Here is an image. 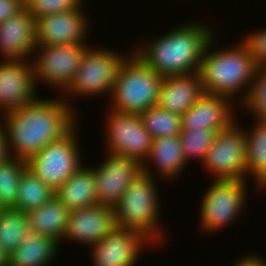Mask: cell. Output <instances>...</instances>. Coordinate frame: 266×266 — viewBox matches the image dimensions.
I'll return each instance as SVG.
<instances>
[{"label": "cell", "mask_w": 266, "mask_h": 266, "mask_svg": "<svg viewBox=\"0 0 266 266\" xmlns=\"http://www.w3.org/2000/svg\"><path fill=\"white\" fill-rule=\"evenodd\" d=\"M0 266H8V255L2 250L0 246Z\"/></svg>", "instance_id": "d590c367"}, {"label": "cell", "mask_w": 266, "mask_h": 266, "mask_svg": "<svg viewBox=\"0 0 266 266\" xmlns=\"http://www.w3.org/2000/svg\"><path fill=\"white\" fill-rule=\"evenodd\" d=\"M247 179L214 180L202 197L199 218L201 230L216 233L242 213L247 203ZM230 223V224H229ZM219 229V230H218Z\"/></svg>", "instance_id": "8992f818"}, {"label": "cell", "mask_w": 266, "mask_h": 266, "mask_svg": "<svg viewBox=\"0 0 266 266\" xmlns=\"http://www.w3.org/2000/svg\"><path fill=\"white\" fill-rule=\"evenodd\" d=\"M148 161L153 162V167L155 166L154 168L162 179L171 180L180 176L181 171L183 172L187 165L181 148L180 136L153 139L149 155L143 163V173L153 176Z\"/></svg>", "instance_id": "ffe728a7"}, {"label": "cell", "mask_w": 266, "mask_h": 266, "mask_svg": "<svg viewBox=\"0 0 266 266\" xmlns=\"http://www.w3.org/2000/svg\"><path fill=\"white\" fill-rule=\"evenodd\" d=\"M218 131L210 129H188L180 133L181 148L187 164L191 158L204 161L207 152L214 143ZM189 161V162H188Z\"/></svg>", "instance_id": "f1b7e54d"}, {"label": "cell", "mask_w": 266, "mask_h": 266, "mask_svg": "<svg viewBox=\"0 0 266 266\" xmlns=\"http://www.w3.org/2000/svg\"><path fill=\"white\" fill-rule=\"evenodd\" d=\"M59 98H37L28 105L3 114L10 156L28 161L77 125V112L69 104L70 100L62 96Z\"/></svg>", "instance_id": "6da1fadb"}, {"label": "cell", "mask_w": 266, "mask_h": 266, "mask_svg": "<svg viewBox=\"0 0 266 266\" xmlns=\"http://www.w3.org/2000/svg\"><path fill=\"white\" fill-rule=\"evenodd\" d=\"M205 93L199 72L164 77L157 106L181 116Z\"/></svg>", "instance_id": "d6986e66"}, {"label": "cell", "mask_w": 266, "mask_h": 266, "mask_svg": "<svg viewBox=\"0 0 266 266\" xmlns=\"http://www.w3.org/2000/svg\"><path fill=\"white\" fill-rule=\"evenodd\" d=\"M31 230L27 212L14 208L4 209L0 214V246L6 255L11 254Z\"/></svg>", "instance_id": "484cf974"}, {"label": "cell", "mask_w": 266, "mask_h": 266, "mask_svg": "<svg viewBox=\"0 0 266 266\" xmlns=\"http://www.w3.org/2000/svg\"><path fill=\"white\" fill-rule=\"evenodd\" d=\"M25 7V0H0V23L15 16Z\"/></svg>", "instance_id": "d6a6232c"}, {"label": "cell", "mask_w": 266, "mask_h": 266, "mask_svg": "<svg viewBox=\"0 0 266 266\" xmlns=\"http://www.w3.org/2000/svg\"><path fill=\"white\" fill-rule=\"evenodd\" d=\"M232 99L205 93L190 109L181 115V129H210L221 131L235 119ZM232 104H231V103ZM233 112H232V111ZM233 113V114H232Z\"/></svg>", "instance_id": "ac0fdd59"}, {"label": "cell", "mask_w": 266, "mask_h": 266, "mask_svg": "<svg viewBox=\"0 0 266 266\" xmlns=\"http://www.w3.org/2000/svg\"><path fill=\"white\" fill-rule=\"evenodd\" d=\"M32 61L0 62V110L2 115L30 104L38 97Z\"/></svg>", "instance_id": "4fadbf2b"}, {"label": "cell", "mask_w": 266, "mask_h": 266, "mask_svg": "<svg viewBox=\"0 0 266 266\" xmlns=\"http://www.w3.org/2000/svg\"><path fill=\"white\" fill-rule=\"evenodd\" d=\"M9 156L10 153L8 149L6 130L3 123L0 122V163L7 159Z\"/></svg>", "instance_id": "e575fe53"}, {"label": "cell", "mask_w": 266, "mask_h": 266, "mask_svg": "<svg viewBox=\"0 0 266 266\" xmlns=\"http://www.w3.org/2000/svg\"><path fill=\"white\" fill-rule=\"evenodd\" d=\"M126 54L116 75L109 101L113 111L141 114L157 106L163 76L155 72L134 52Z\"/></svg>", "instance_id": "5b68a950"}, {"label": "cell", "mask_w": 266, "mask_h": 266, "mask_svg": "<svg viewBox=\"0 0 266 266\" xmlns=\"http://www.w3.org/2000/svg\"><path fill=\"white\" fill-rule=\"evenodd\" d=\"M86 44L37 45L34 49L37 56L34 60L31 58L36 86L46 82V85L50 84L51 88L64 93L73 82L82 57L88 50Z\"/></svg>", "instance_id": "9c48e42d"}, {"label": "cell", "mask_w": 266, "mask_h": 266, "mask_svg": "<svg viewBox=\"0 0 266 266\" xmlns=\"http://www.w3.org/2000/svg\"><path fill=\"white\" fill-rule=\"evenodd\" d=\"M114 208L100 204L70 211L64 241L91 246L105 238L115 227Z\"/></svg>", "instance_id": "2e32d148"}, {"label": "cell", "mask_w": 266, "mask_h": 266, "mask_svg": "<svg viewBox=\"0 0 266 266\" xmlns=\"http://www.w3.org/2000/svg\"><path fill=\"white\" fill-rule=\"evenodd\" d=\"M17 248L8 255V266H48L55 260L60 243L48 236L28 231ZM59 246V247H58Z\"/></svg>", "instance_id": "7402d4cb"}, {"label": "cell", "mask_w": 266, "mask_h": 266, "mask_svg": "<svg viewBox=\"0 0 266 266\" xmlns=\"http://www.w3.org/2000/svg\"><path fill=\"white\" fill-rule=\"evenodd\" d=\"M82 7L37 19L36 44L46 46L86 43L89 23Z\"/></svg>", "instance_id": "9a60e30c"}, {"label": "cell", "mask_w": 266, "mask_h": 266, "mask_svg": "<svg viewBox=\"0 0 266 266\" xmlns=\"http://www.w3.org/2000/svg\"><path fill=\"white\" fill-rule=\"evenodd\" d=\"M155 177L143 173L125 190L114 207L115 222L120 228L141 233L151 244L164 241L160 225V203ZM162 230V231H161Z\"/></svg>", "instance_id": "277c9868"}, {"label": "cell", "mask_w": 266, "mask_h": 266, "mask_svg": "<svg viewBox=\"0 0 266 266\" xmlns=\"http://www.w3.org/2000/svg\"><path fill=\"white\" fill-rule=\"evenodd\" d=\"M195 22L180 24L144 45L141 43L133 52L163 77L199 72L204 51L216 33Z\"/></svg>", "instance_id": "7a4b0ae2"}, {"label": "cell", "mask_w": 266, "mask_h": 266, "mask_svg": "<svg viewBox=\"0 0 266 266\" xmlns=\"http://www.w3.org/2000/svg\"><path fill=\"white\" fill-rule=\"evenodd\" d=\"M54 192L55 190L46 185L29 168H26L19 181L17 201L14 209L28 213L50 201L55 196Z\"/></svg>", "instance_id": "d4e9b609"}, {"label": "cell", "mask_w": 266, "mask_h": 266, "mask_svg": "<svg viewBox=\"0 0 266 266\" xmlns=\"http://www.w3.org/2000/svg\"><path fill=\"white\" fill-rule=\"evenodd\" d=\"M215 39L216 35L208 43L200 64L199 75L204 90L207 94L228 97L232 101L237 96L236 100L240 98L242 105L249 96L258 67L242 41L214 50Z\"/></svg>", "instance_id": "3957f363"}, {"label": "cell", "mask_w": 266, "mask_h": 266, "mask_svg": "<svg viewBox=\"0 0 266 266\" xmlns=\"http://www.w3.org/2000/svg\"><path fill=\"white\" fill-rule=\"evenodd\" d=\"M76 129L75 125L65 136L49 143L27 161V168L53 190L82 165Z\"/></svg>", "instance_id": "ba28073f"}, {"label": "cell", "mask_w": 266, "mask_h": 266, "mask_svg": "<svg viewBox=\"0 0 266 266\" xmlns=\"http://www.w3.org/2000/svg\"><path fill=\"white\" fill-rule=\"evenodd\" d=\"M85 0H27L25 6L31 16L39 18L79 9Z\"/></svg>", "instance_id": "4dcf8cb0"}, {"label": "cell", "mask_w": 266, "mask_h": 266, "mask_svg": "<svg viewBox=\"0 0 266 266\" xmlns=\"http://www.w3.org/2000/svg\"><path fill=\"white\" fill-rule=\"evenodd\" d=\"M258 68L266 67V28L246 35L241 40Z\"/></svg>", "instance_id": "1f68e13d"}, {"label": "cell", "mask_w": 266, "mask_h": 266, "mask_svg": "<svg viewBox=\"0 0 266 266\" xmlns=\"http://www.w3.org/2000/svg\"><path fill=\"white\" fill-rule=\"evenodd\" d=\"M36 20L25 7L0 23V56L3 60H30L36 44ZM28 58V59H27Z\"/></svg>", "instance_id": "e0dca14e"}, {"label": "cell", "mask_w": 266, "mask_h": 266, "mask_svg": "<svg viewBox=\"0 0 266 266\" xmlns=\"http://www.w3.org/2000/svg\"><path fill=\"white\" fill-rule=\"evenodd\" d=\"M70 211L55 196L41 207L28 212L31 229L61 244L67 229Z\"/></svg>", "instance_id": "603a6c76"}, {"label": "cell", "mask_w": 266, "mask_h": 266, "mask_svg": "<svg viewBox=\"0 0 266 266\" xmlns=\"http://www.w3.org/2000/svg\"><path fill=\"white\" fill-rule=\"evenodd\" d=\"M94 167L97 204L114 208L125 190L143 174V164L132 157L108 153Z\"/></svg>", "instance_id": "7c38bea8"}, {"label": "cell", "mask_w": 266, "mask_h": 266, "mask_svg": "<svg viewBox=\"0 0 266 266\" xmlns=\"http://www.w3.org/2000/svg\"><path fill=\"white\" fill-rule=\"evenodd\" d=\"M234 121L216 134L202 165L214 180L244 179L247 142L245 130Z\"/></svg>", "instance_id": "30bf717a"}, {"label": "cell", "mask_w": 266, "mask_h": 266, "mask_svg": "<svg viewBox=\"0 0 266 266\" xmlns=\"http://www.w3.org/2000/svg\"><path fill=\"white\" fill-rule=\"evenodd\" d=\"M27 168V161L9 156L0 163V205L4 209L15 208L19 181Z\"/></svg>", "instance_id": "4316f807"}, {"label": "cell", "mask_w": 266, "mask_h": 266, "mask_svg": "<svg viewBox=\"0 0 266 266\" xmlns=\"http://www.w3.org/2000/svg\"><path fill=\"white\" fill-rule=\"evenodd\" d=\"M54 194L69 211L97 205L93 167L81 165Z\"/></svg>", "instance_id": "44dd1931"}, {"label": "cell", "mask_w": 266, "mask_h": 266, "mask_svg": "<svg viewBox=\"0 0 266 266\" xmlns=\"http://www.w3.org/2000/svg\"><path fill=\"white\" fill-rule=\"evenodd\" d=\"M233 266H266V260L254 253V255H243Z\"/></svg>", "instance_id": "836d02e7"}, {"label": "cell", "mask_w": 266, "mask_h": 266, "mask_svg": "<svg viewBox=\"0 0 266 266\" xmlns=\"http://www.w3.org/2000/svg\"><path fill=\"white\" fill-rule=\"evenodd\" d=\"M145 129L152 139L180 135L181 116L158 106H154L140 114Z\"/></svg>", "instance_id": "83f0119b"}, {"label": "cell", "mask_w": 266, "mask_h": 266, "mask_svg": "<svg viewBox=\"0 0 266 266\" xmlns=\"http://www.w3.org/2000/svg\"><path fill=\"white\" fill-rule=\"evenodd\" d=\"M241 106L255 119L266 121V67L257 69L249 96Z\"/></svg>", "instance_id": "f546056e"}, {"label": "cell", "mask_w": 266, "mask_h": 266, "mask_svg": "<svg viewBox=\"0 0 266 266\" xmlns=\"http://www.w3.org/2000/svg\"><path fill=\"white\" fill-rule=\"evenodd\" d=\"M106 116L107 152L132 157L142 164L152 146V137L145 129L140 114L121 113L109 109Z\"/></svg>", "instance_id": "8fae6325"}, {"label": "cell", "mask_w": 266, "mask_h": 266, "mask_svg": "<svg viewBox=\"0 0 266 266\" xmlns=\"http://www.w3.org/2000/svg\"><path fill=\"white\" fill-rule=\"evenodd\" d=\"M125 58V53L121 55L114 50L88 47L73 82L63 95L86 98L105 93L104 96L110 98L118 69Z\"/></svg>", "instance_id": "52a82bcc"}, {"label": "cell", "mask_w": 266, "mask_h": 266, "mask_svg": "<svg viewBox=\"0 0 266 266\" xmlns=\"http://www.w3.org/2000/svg\"><path fill=\"white\" fill-rule=\"evenodd\" d=\"M251 132L245 130L247 152L245 161L246 178L250 176L256 188L266 187V121L255 120Z\"/></svg>", "instance_id": "cb8c5ba5"}, {"label": "cell", "mask_w": 266, "mask_h": 266, "mask_svg": "<svg viewBox=\"0 0 266 266\" xmlns=\"http://www.w3.org/2000/svg\"><path fill=\"white\" fill-rule=\"evenodd\" d=\"M4 210V208L0 205V214Z\"/></svg>", "instance_id": "8d00e7d4"}, {"label": "cell", "mask_w": 266, "mask_h": 266, "mask_svg": "<svg viewBox=\"0 0 266 266\" xmlns=\"http://www.w3.org/2000/svg\"><path fill=\"white\" fill-rule=\"evenodd\" d=\"M148 243L151 242L141 233L116 226L101 241L89 246L92 265L134 266Z\"/></svg>", "instance_id": "5bb4252c"}]
</instances>
